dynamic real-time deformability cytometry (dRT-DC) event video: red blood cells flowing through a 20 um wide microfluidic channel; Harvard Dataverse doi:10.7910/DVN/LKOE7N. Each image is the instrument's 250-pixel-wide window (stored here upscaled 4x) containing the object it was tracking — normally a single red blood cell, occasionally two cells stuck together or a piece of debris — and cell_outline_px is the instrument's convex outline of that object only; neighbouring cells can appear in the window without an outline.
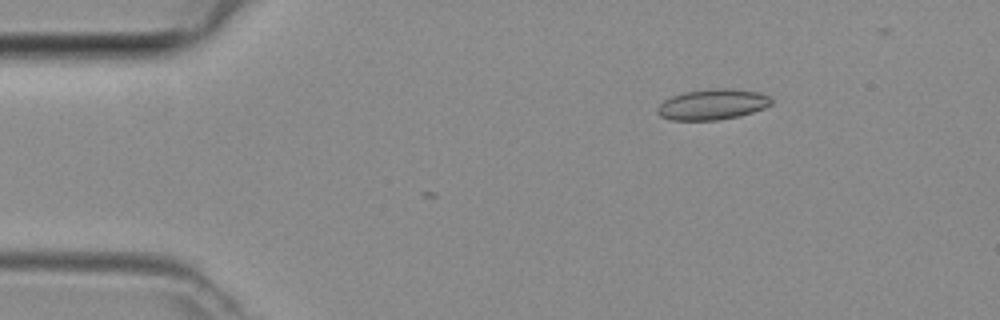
{"species": "common noctule bat (a hibernating species)", "species_latin": "Nyctalus noctula", "temperature_condition": "room temperature", "stored_images_in_passage": 36, "camera_frame_rate_fps": 3000, "um_per_image_px": 0.085, "animal": {"sex": "female", "body_mass_g": 29.2, "forearm_length_mm": 56.3}, "frame": {"image": 1, "passage_image": 1, "time_ms": 0.0, "image_size_px": [1000, 320], "cell_outline_px": [[772, 104], [764, 108], [740, 116], [716, 120], [672, 120], [660, 116], [656, 112], [656, 108], [664, 100], [672, 96], [684, 92], [712, 88], [728, 88], [760, 92], [768, 96], [772, 100]], "centroid_in_image_um": [60.55, 8.87], "position_along_channel_um": 24.4, "area_um2": 20.4}}
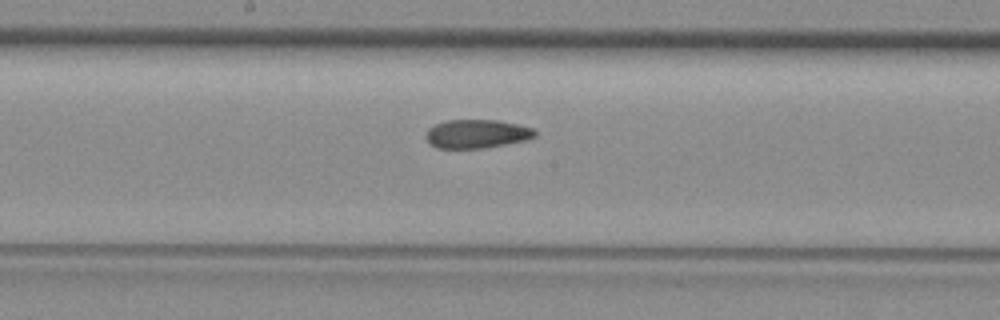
{"frame": {"image": 2, "passage_image": 18, "time_ms": 5.667, "image_size_px": [1000, 320], "cell_outline_px": [[536, 136], [528, 140], [484, 148], [436, 148], [428, 140], [428, 128], [436, 124], [448, 120], [496, 120], [516, 124], [532, 128], [536, 132]], "centroid_in_image_um": [40.57, 11.38], "position_along_channel_um": 207.6, "area_um2": 17.98}}
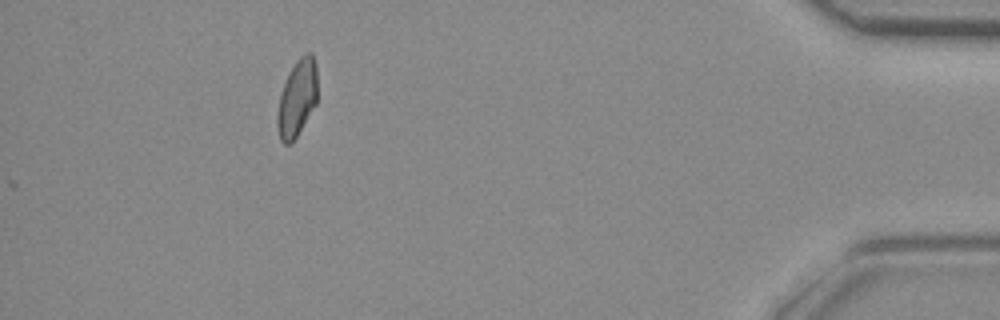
{"frame": {"image": 3, "passage_image": 36, "time_ms": 11.667, "image_size_px": [1000, 320], "cell_outline_px": [[316, 104], [296, 136], [288, 144], [284, 144], [280, 140], [276, 124], [276, 116], [280, 96], [288, 72], [296, 60], [304, 52], [312, 52], [316, 64]], "centroid_in_image_um": [25.24, 8.3], "position_along_channel_um": 410.0, "area_um2": 17.86}}